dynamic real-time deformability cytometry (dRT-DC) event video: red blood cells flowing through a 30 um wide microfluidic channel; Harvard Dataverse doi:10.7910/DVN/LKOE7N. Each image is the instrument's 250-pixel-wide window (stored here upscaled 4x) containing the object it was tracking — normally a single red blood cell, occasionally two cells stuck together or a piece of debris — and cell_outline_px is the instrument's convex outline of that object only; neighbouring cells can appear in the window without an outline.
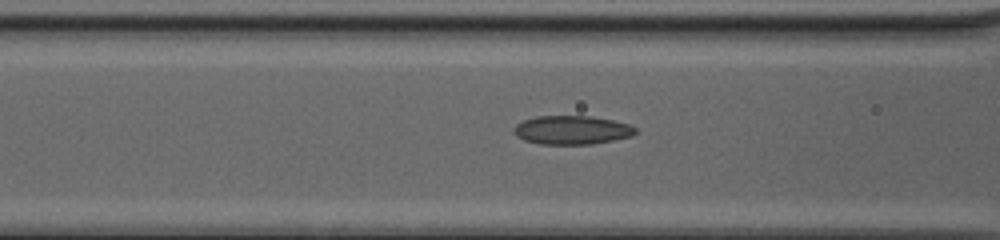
{"species": "common noctule bat (a hibernating species)", "species_latin": "Nyctalus noctula", "temperature_condition": "cold", "stored_images_in_passage": 16, "camera_frame_rate_fps": 3000, "um_per_image_px": 0.085, "animal": {"sex": "female", "body_mass_g": 20.0, "forearm_length_mm": 54.0}, "frame": {"image": 1, "passage_image": 14, "time_ms": 4.333, "image_size_px": [1000, 240], "cell_outline_px": [[636, 132], [632, 136], [612, 140], [588, 144], [540, 144], [524, 140], [516, 136], [516, 124], [524, 120], [536, 116], [592, 116], [612, 120], [628, 124], [636, 128]], "centroid_in_image_um": [48.62, 11.05], "position_along_channel_um": 118.0, "area_um2": 20.11}}